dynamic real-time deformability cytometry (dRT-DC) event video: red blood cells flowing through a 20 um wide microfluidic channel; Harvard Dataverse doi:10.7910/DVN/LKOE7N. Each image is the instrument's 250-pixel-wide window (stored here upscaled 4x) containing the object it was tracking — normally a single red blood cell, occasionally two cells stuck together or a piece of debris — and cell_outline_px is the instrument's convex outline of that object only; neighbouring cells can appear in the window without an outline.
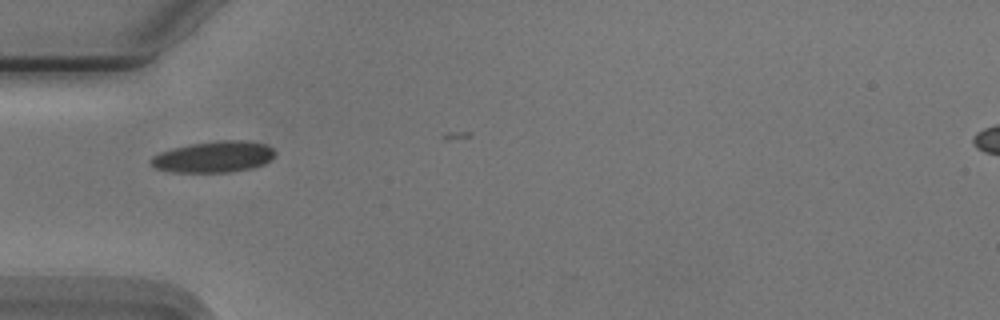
{"species": "Egyptian fruit bat (a non-hibernating species)", "species_latin": "Rousettus aegyptiacus", "temperature_condition": "cold", "stored_images_in_passage": 4, "camera_frame_rate_fps": 3000, "um_per_image_px": 0.085, "animal": {"sex": "male"}, "frame": {"image": 1, "passage_image": 1, "time_ms": 0.0, "image_size_px": [1000, 320], "cell_outline_px": [[276, 152], [264, 164], [252, 168], [232, 172], [172, 172], [156, 168], [148, 164], [148, 160], [152, 156], [160, 152], [172, 148], [192, 144], [220, 140], [244, 140], [268, 144]], "centroid_in_image_um": [18.14, 13.33], "position_along_channel_um": 66.9, "area_um2": 22.72}}